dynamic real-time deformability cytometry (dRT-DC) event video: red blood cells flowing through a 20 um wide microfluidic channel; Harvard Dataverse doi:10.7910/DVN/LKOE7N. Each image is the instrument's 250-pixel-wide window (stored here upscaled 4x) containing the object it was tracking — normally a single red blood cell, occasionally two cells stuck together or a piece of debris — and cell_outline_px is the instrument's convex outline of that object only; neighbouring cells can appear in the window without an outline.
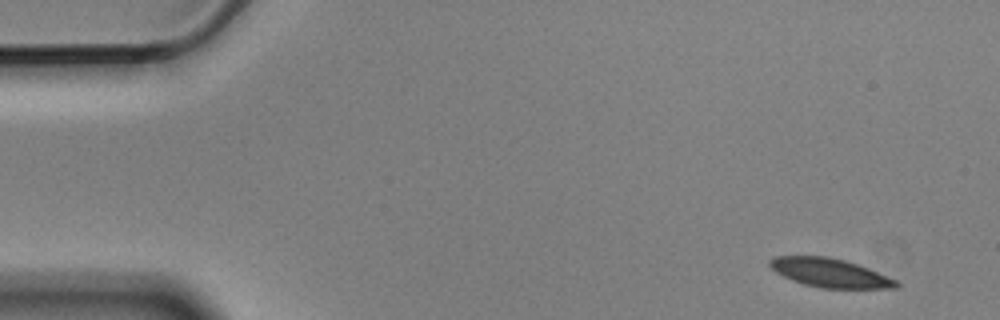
{"species": "Egyptian fruit bat (a non-hibernating species)", "species_latin": "Rousettus aegyptiacus", "temperature_condition": "cold", "stored_images_in_passage": 10, "camera_frame_rate_fps": 3000, "um_per_image_px": 0.085, "animal": {"sex": "male"}, "frame": {"image": 1, "passage_image": 1, "time_ms": 0.0, "image_size_px": [1000, 320], "cell_outline_px": [[900, 288], [820, 288], [804, 284], [792, 280], [776, 272], [768, 264], [768, 260], [776, 256], [828, 256], [844, 260], [868, 268], [896, 280], [900, 284]], "centroid_in_image_um": [70.53, 23.19], "position_along_channel_um": 14.5, "area_um2": 21.1}}
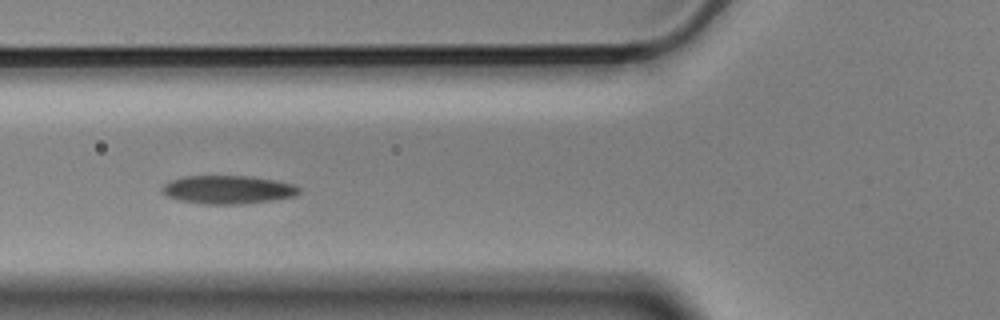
{"frame": {"image": 2, "passage_image": 6, "time_ms": 1.667, "image_size_px": [1000, 320], "cell_outline_px": [[300, 192], [296, 196], [240, 204], [204, 204], [176, 200], [160, 192], [160, 188], [168, 180], [184, 176], [252, 176], [292, 184], [300, 188]], "centroid_in_image_um": [19.29, 16.12], "position_along_channel_um": 106.5, "area_um2": 22.66}}
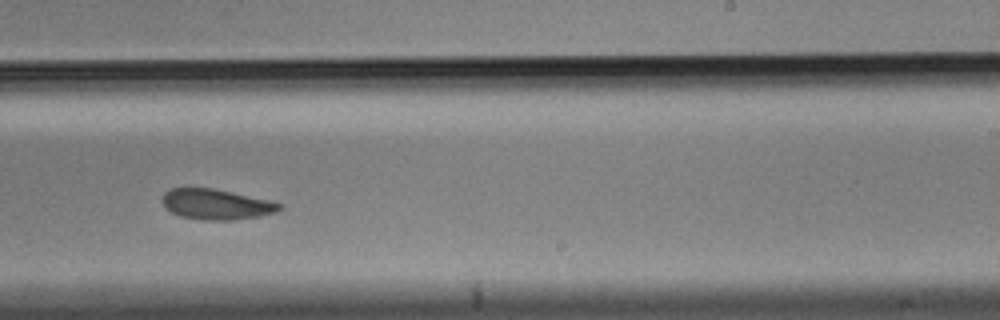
{"frame": {"image": 3, "passage_image": 10, "time_ms": 3.0, "image_size_px": [1000, 320], "cell_outline_px": [[284, 204], [276, 212], [260, 216], [232, 220], [204, 220], [180, 216], [172, 212], [160, 200], [164, 192], [172, 188], [212, 188], [272, 200]], "centroid_in_image_um": [18.41, 17.36], "position_along_channel_um": 270.6, "area_um2": 20.81}}